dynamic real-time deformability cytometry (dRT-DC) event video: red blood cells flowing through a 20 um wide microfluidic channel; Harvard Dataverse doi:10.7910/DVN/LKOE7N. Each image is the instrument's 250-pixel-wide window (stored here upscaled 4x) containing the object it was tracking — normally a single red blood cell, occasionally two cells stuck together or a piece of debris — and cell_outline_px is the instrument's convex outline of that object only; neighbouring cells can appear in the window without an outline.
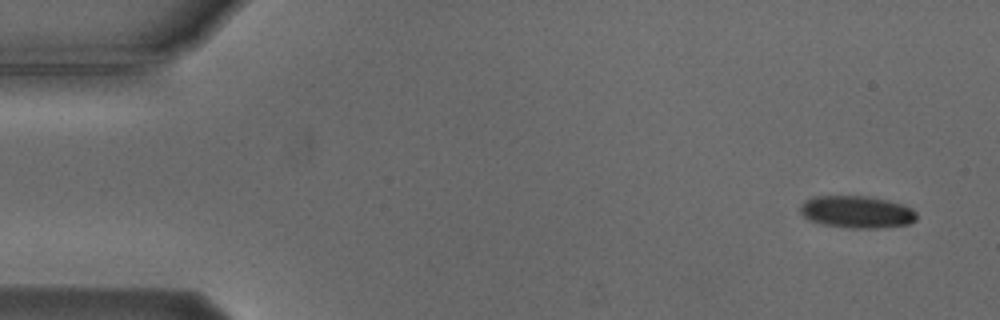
{"species": "Egyptian fruit bat (a non-hibernating species)", "species_latin": "Rousettus aegyptiacus", "temperature_condition": "cold", "stored_images_in_passage": 4, "camera_frame_rate_fps": 3000, "um_per_image_px": 0.085, "animal": {"sex": "male"}, "frame": {"image": 1, "passage_image": 1, "time_ms": 0.0, "image_size_px": [1000, 320], "cell_outline_px": [[916, 220], [908, 224], [876, 228], [852, 228], [824, 224], [812, 220], [804, 216], [800, 212], [800, 204], [804, 200], [812, 196], [872, 196], [888, 200], [912, 208], [916, 212]], "centroid_in_image_um": [72.82, 17.99], "position_along_channel_um": 12.2, "area_um2": 21.79}}
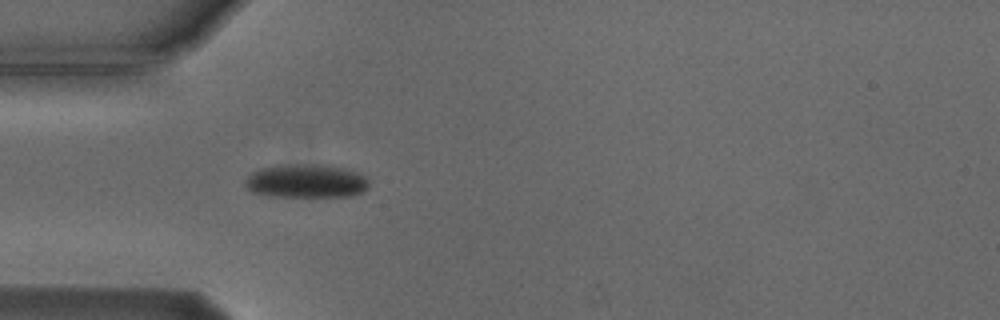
{"frame": {"image": 2, "passage_image": 4, "time_ms": 4.333, "image_size_px": [1000, 320], "cell_outline_px": [[368, 188], [364, 192], [352, 196], [268, 196], [252, 192], [244, 184], [244, 180], [252, 172], [260, 168], [284, 164], [328, 164], [368, 176]], "centroid_in_image_um": [26.03, 15.38], "position_along_channel_um": 59.0, "area_um2": 24.51}}